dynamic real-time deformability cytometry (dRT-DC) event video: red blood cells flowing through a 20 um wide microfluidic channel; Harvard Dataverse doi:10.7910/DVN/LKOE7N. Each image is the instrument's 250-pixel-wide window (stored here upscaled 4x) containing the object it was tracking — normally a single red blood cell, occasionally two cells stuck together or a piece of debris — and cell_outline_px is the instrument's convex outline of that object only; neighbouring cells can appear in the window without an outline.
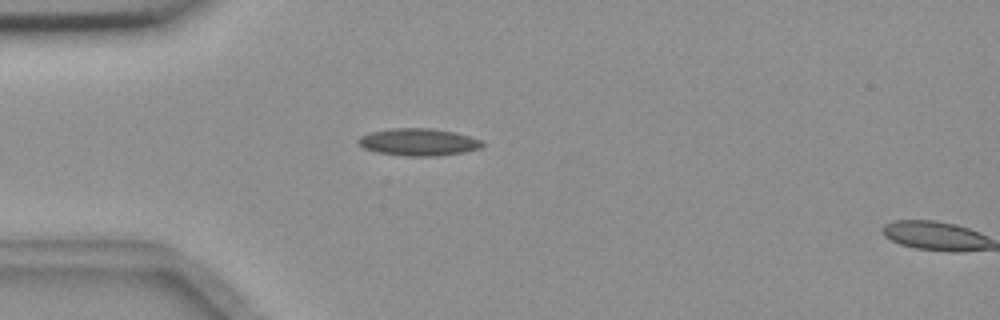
{"species": "common noctule bat (a hibernating species)", "species_latin": "Nyctalus noctula", "temperature_condition": "room temperature", "stored_images_in_passage": 4, "camera_frame_rate_fps": 3000, "um_per_image_px": 0.085, "animal": {"sex": "female", "body_mass_g": 18.4}, "frame": {"image": 1, "passage_image": 3, "time_ms": 0.667, "image_size_px": [1000, 320], "cell_outline_px": [[484, 144], [480, 148], [464, 152], [436, 156], [404, 156], [376, 152], [364, 148], [356, 140], [360, 136], [368, 132], [392, 128], [428, 128], [452, 132], [484, 140]], "centroid_in_image_um": [35.55, 12.08], "position_along_channel_um": 49.5, "area_um2": 19.71}}